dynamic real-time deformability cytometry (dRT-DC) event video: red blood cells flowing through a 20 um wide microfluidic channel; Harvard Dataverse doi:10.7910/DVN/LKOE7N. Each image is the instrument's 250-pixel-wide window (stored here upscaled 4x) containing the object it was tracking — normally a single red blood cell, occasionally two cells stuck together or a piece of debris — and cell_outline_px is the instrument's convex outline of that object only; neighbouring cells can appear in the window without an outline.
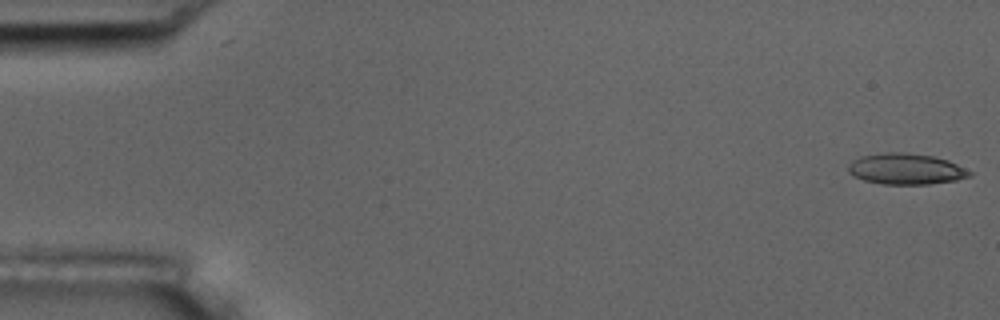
{"species": "common noctule bat (a hibernating species)", "species_latin": "Nyctalus noctula", "temperature_condition": "room temperature", "stored_images_in_passage": 55, "camera_frame_rate_fps": 3000, "um_per_image_px": 0.085, "animal": {"sex": "male", "body_mass_g": 17.5, "forearm_length_mm": 52.3}, "frame": {"image": 1, "passage_image": 1, "time_ms": 0.0, "image_size_px": [1000, 320], "cell_outline_px": [[972, 176], [956, 180], [928, 184], [884, 184], [864, 180], [852, 176], [848, 172], [848, 164], [852, 160], [860, 156], [884, 152], [908, 152], [932, 156], [948, 160], [972, 172]], "centroid_in_image_um": [76.97, 14.35], "position_along_channel_um": 8.0, "area_um2": 22.02}}
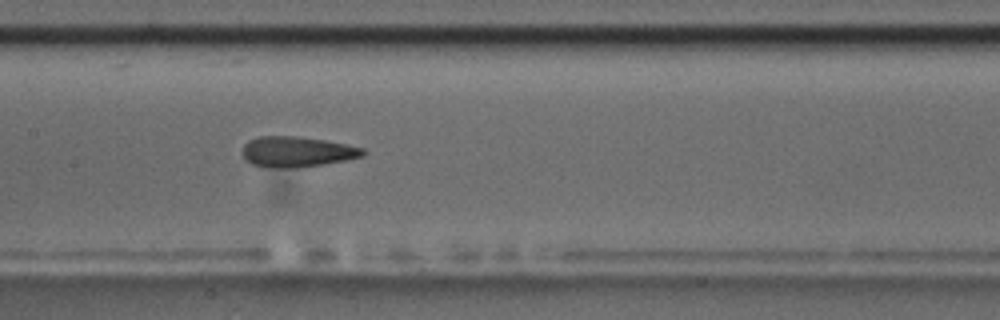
{"frame": {"image": 2, "passage_image": 27, "time_ms": 8.667, "image_size_px": [1000, 320], "cell_outline_px": [[368, 152], [364, 156], [324, 164], [288, 168], [272, 168], [252, 164], [244, 156], [244, 144], [248, 140], [256, 136], [296, 136], [324, 140], [364, 148]], "centroid_in_image_um": [25.26, 12.89], "position_along_channel_um": 182.1, "area_um2": 21.27}}
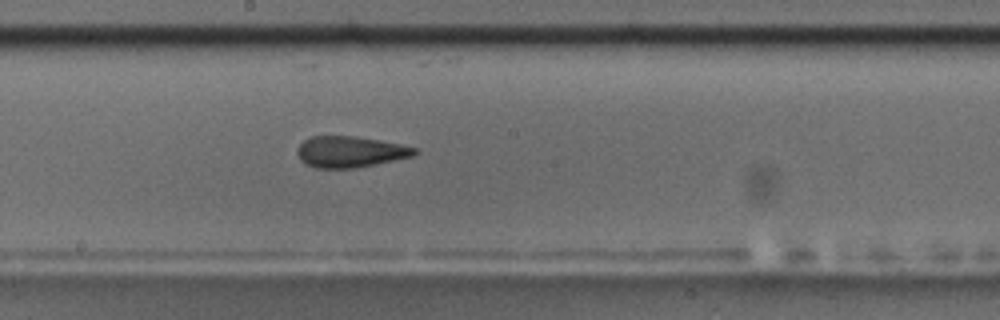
{"frame": {"image": 3, "passage_image": 30, "time_ms": 9.667, "image_size_px": [1000, 320], "cell_outline_px": [[416, 152], [412, 156], [376, 164], [356, 168], [316, 168], [304, 164], [300, 160], [296, 152], [296, 148], [304, 140], [312, 136], [356, 136], [400, 144], [416, 148]], "centroid_in_image_um": [29.7, 12.91], "position_along_channel_um": 218.5, "area_um2": 21.27}, "authors_computed_cell_mechanics": {"area_um2": 21.5016, "velocity_mm_per_s": 3.6445, "shape_relaxation_time_tau1_ms": 4.9459, "shape_relaxation_time_tau2_ms": 1.4257, "deformation_change_tau1": 0.1576, "deformation_change_tau2": 0.1087}}